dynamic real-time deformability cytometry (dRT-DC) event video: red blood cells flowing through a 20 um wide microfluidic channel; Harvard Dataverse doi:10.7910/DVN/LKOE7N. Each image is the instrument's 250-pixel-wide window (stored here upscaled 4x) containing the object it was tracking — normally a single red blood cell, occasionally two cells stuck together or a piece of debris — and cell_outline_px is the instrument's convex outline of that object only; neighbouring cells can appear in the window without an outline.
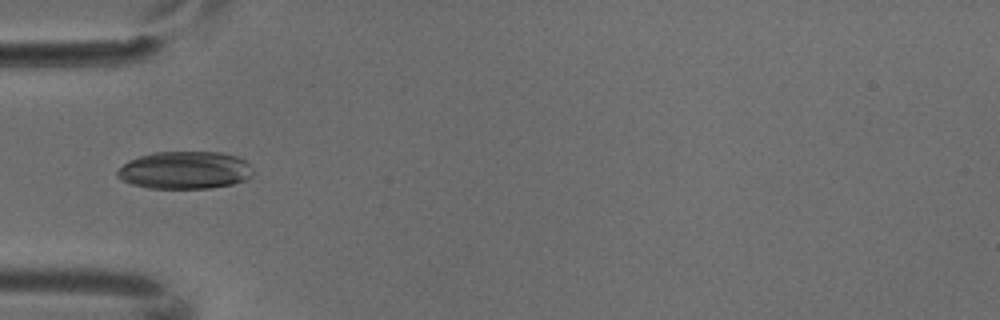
{"species": "common noctule bat (a hibernating species)", "species_latin": "Nyctalus noctula", "temperature_condition": "cold", "stored_images_in_passage": 5, "camera_frame_rate_fps": 3000, "um_per_image_px": 0.085, "animal": {"sex": "male", "body_mass_g": 18.8}, "frame": {"image": 1, "passage_image": 5, "time_ms": 1.333, "image_size_px": [1000, 320], "cell_outline_px": [[252, 176], [244, 180], [232, 184], [212, 188], [148, 188], [132, 184], [116, 176], [116, 172], [128, 160], [140, 156], [156, 152], [220, 152], [236, 156], [244, 160], [252, 168]], "centroid_in_image_um": [15.72, 14.46], "position_along_channel_um": 69.3, "area_um2": 29.59}}